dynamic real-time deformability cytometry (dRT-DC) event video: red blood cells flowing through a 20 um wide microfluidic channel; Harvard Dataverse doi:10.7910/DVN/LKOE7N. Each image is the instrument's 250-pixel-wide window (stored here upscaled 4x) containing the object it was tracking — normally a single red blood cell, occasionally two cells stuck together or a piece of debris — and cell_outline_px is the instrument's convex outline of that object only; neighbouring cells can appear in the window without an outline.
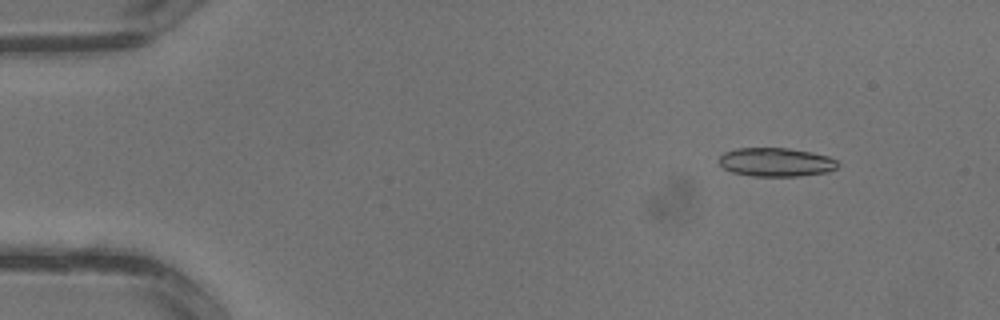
{"species": "common noctule bat (a hibernating species)", "species_latin": "Nyctalus noctula", "temperature_condition": "warm", "stored_images_in_passage": 3, "camera_frame_rate_fps": 3000, "um_per_image_px": 0.085, "animal": {"sex": "male", "body_mass_g": 13.3}, "frame": {"image": 1, "passage_image": 2, "time_ms": 0.333, "image_size_px": [1000, 320], "cell_outline_px": [[840, 164], [836, 168], [828, 172], [800, 176], [752, 176], [732, 172], [724, 168], [716, 160], [724, 152], [736, 148], [788, 148], [812, 152], [828, 156], [836, 160]], "centroid_in_image_um": [65.95, 13.78], "position_along_channel_um": 19.0, "area_um2": 20.06}}